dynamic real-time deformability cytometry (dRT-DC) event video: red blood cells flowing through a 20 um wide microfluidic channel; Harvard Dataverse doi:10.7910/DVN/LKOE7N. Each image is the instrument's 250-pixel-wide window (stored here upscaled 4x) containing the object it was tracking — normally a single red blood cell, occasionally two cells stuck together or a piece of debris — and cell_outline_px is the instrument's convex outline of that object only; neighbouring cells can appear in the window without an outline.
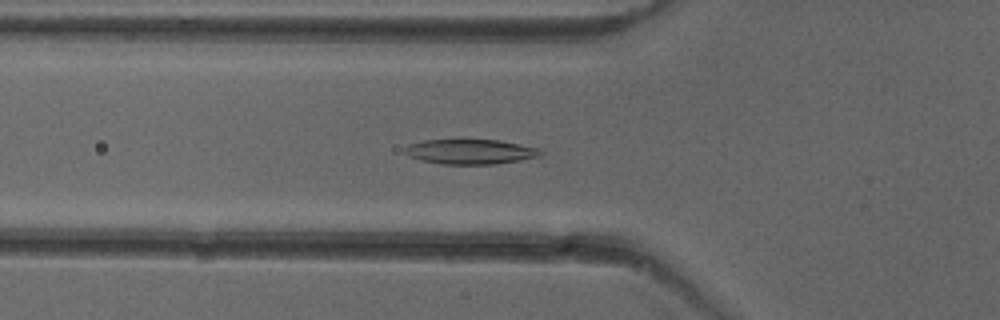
{"species": "common noctule bat (a hibernating species)", "species_latin": "Nyctalus noctula", "temperature_condition": "cold", "stored_images_in_passage": 53, "camera_frame_rate_fps": 3000, "um_per_image_px": 0.085, "animal": {"sex": "female"}, "frame": {"image": 1, "passage_image": 18, "time_ms": 5.667, "image_size_px": [1000, 320], "cell_outline_px": [[544, 152], [540, 156], [520, 160], [492, 164], [440, 164], [420, 160], [404, 152], [404, 148], [408, 144], [424, 140], [500, 140], [540, 148]], "centroid_in_image_um": [40.0, 12.89], "position_along_channel_um": 85.8, "area_um2": 19.65}}
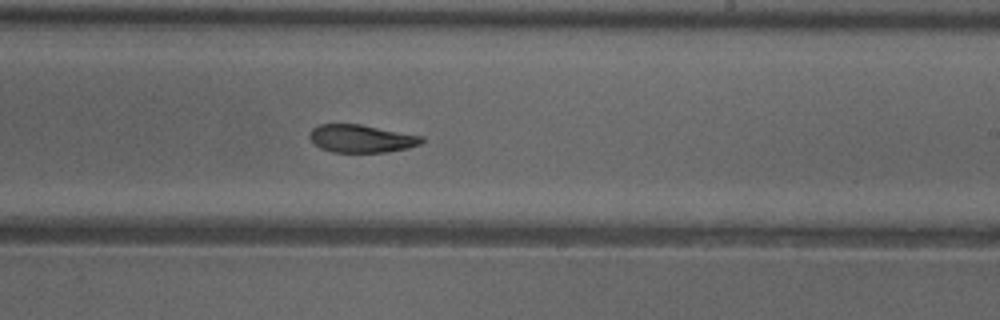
{"frame": {"image": 2, "passage_image": 31, "time_ms": 10.0, "image_size_px": [1000, 320], "cell_outline_px": [[424, 140], [420, 144], [408, 148], [388, 152], [332, 152], [320, 148], [308, 136], [312, 128], [320, 124], [360, 124], [424, 136]], "centroid_in_image_um": [30.73, 11.78], "position_along_channel_um": 258.3, "area_um2": 18.21}}
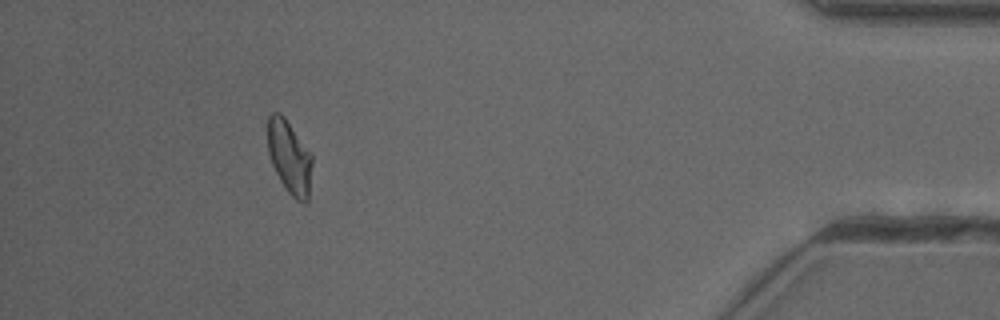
{"frame": {"image": 3, "passage_image": 47, "time_ms": 15.333, "image_size_px": [1000, 320], "cell_outline_px": [[312, 164], [308, 200], [304, 204], [296, 200], [288, 192], [280, 180], [272, 164], [268, 152], [268, 116], [272, 112], [280, 112], [284, 116], [312, 152]], "centroid_in_image_um": [24.62, 13.34], "position_along_channel_um": 410.6, "area_um2": 19.19}, "authors_computed_cell_mechanics": {"area_um2": 19.4208, "velocity_mm_per_s": 3.9657, "shape_relaxation_time_tau1_ms": 8.9706, "shape_relaxation_time_tau2_ms": 3.7062, "deformation_change_tau1": 0.2245, "deformation_change_tau2": 0.0906}}